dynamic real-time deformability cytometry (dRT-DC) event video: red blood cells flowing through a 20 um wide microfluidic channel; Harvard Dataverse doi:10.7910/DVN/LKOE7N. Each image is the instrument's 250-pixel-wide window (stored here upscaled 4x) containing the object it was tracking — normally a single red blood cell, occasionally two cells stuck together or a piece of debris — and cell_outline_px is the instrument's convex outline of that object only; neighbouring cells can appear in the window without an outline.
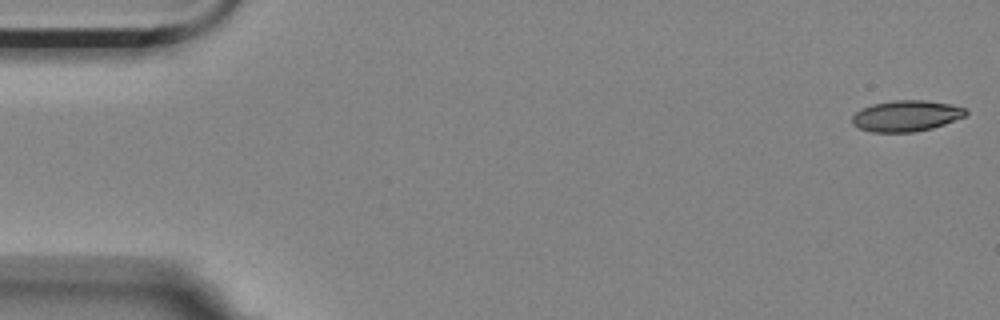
{"species": "Egyptian fruit bat (a non-hibernating species)", "species_latin": "Rousettus aegyptiacus", "temperature_condition": "room temperature", "stored_images_in_passage": 56, "camera_frame_rate_fps": 3000, "um_per_image_px": 0.085, "animal": {"sex": "female"}, "frame": {"image": 1, "passage_image": 1, "time_ms": 0.0, "image_size_px": [1000, 320], "cell_outline_px": [[968, 112], [964, 116], [944, 124], [932, 128], [912, 132], [872, 132], [860, 128], [852, 124], [852, 116], [856, 112], [872, 104], [896, 100], [924, 100], [952, 104], [968, 108]], "centroid_in_image_um": [77.05, 9.84], "position_along_channel_um": 7.9, "area_um2": 20.46}}
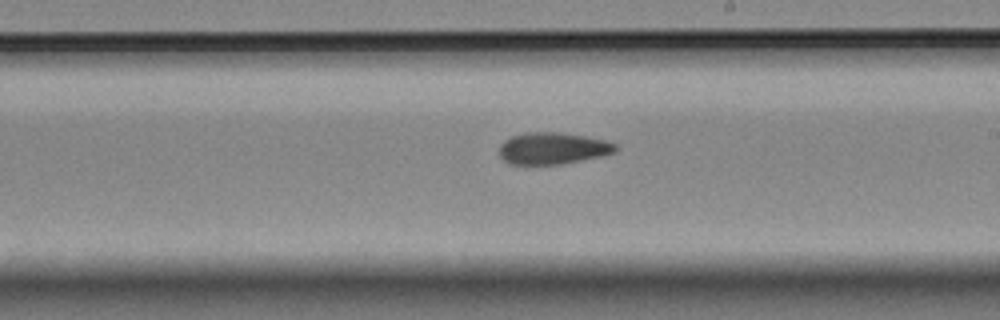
{"frame": {"image": 2, "passage_image": 32, "time_ms": 10.333, "image_size_px": [1000, 320], "cell_outline_px": [[616, 152], [600, 156], [560, 164], [508, 164], [500, 156], [500, 144], [504, 140], [512, 136], [528, 132], [560, 132], [608, 140], [616, 144]], "centroid_in_image_um": [46.98, 12.6], "position_along_channel_um": 242.0, "area_um2": 21.44}}
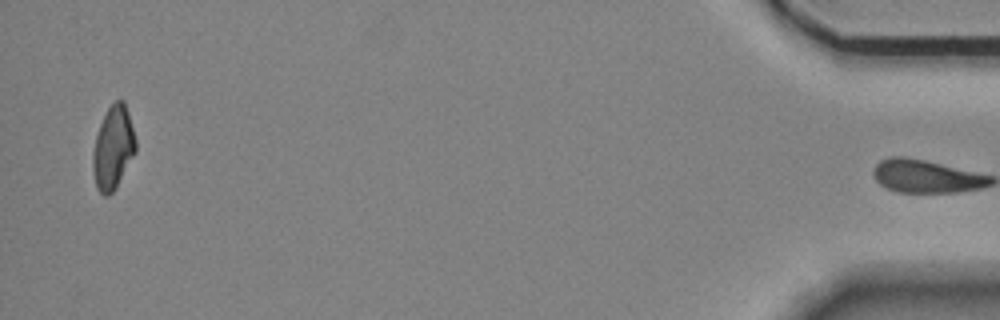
{"frame": {"image": 3, "passage_image": 55, "time_ms": 18.0, "image_size_px": [1000, 320], "cell_outline_px": [[136, 152], [116, 188], [108, 196], [104, 196], [96, 188], [92, 168], [92, 152], [96, 136], [100, 124], [108, 108], [116, 100], [124, 100], [128, 112], [136, 140]], "centroid_in_image_um": [9.61, 12.59], "position_along_channel_um": 425.6, "area_um2": 20.81}, "authors_computed_cell_mechanics": {"area_um2": 21.2704, "velocity_mm_per_s": 3.5173, "shape_relaxation_time_tau1_ms": null, "shape_relaxation_time_tau2_ms": 5.9792, "deformation_change_tau1": null, "deformation_change_tau2": 0.1197}}